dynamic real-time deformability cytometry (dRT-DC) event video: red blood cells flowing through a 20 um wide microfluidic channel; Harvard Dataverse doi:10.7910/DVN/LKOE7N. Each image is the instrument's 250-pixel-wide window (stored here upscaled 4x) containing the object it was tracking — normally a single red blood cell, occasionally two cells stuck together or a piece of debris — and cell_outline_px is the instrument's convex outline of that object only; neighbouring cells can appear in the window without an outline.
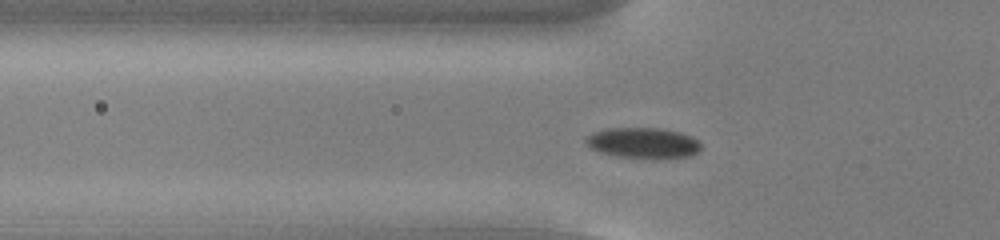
{"species": "common noctule bat (a hibernating species)", "species_latin": "Nyctalus noctula", "temperature_condition": "cold", "stored_images_in_passage": 42, "camera_frame_rate_fps": 3000, "um_per_image_px": 0.085, "animal": {"sex": "male", "body_mass_g": 13.0, "forearm_length_mm": 53.1}, "frame": {"image": 1, "passage_image": 12, "time_ms": 3.667, "image_size_px": [1000, 240], "cell_outline_px": [[700, 148], [696, 152], [688, 156], [656, 160], [616, 156], [600, 152], [592, 148], [584, 140], [592, 132], [604, 128], [660, 128], [680, 132], [692, 136], [700, 140]], "centroid_in_image_um": [54.68, 12.16], "position_along_channel_um": 71.1, "area_um2": 20.92}}
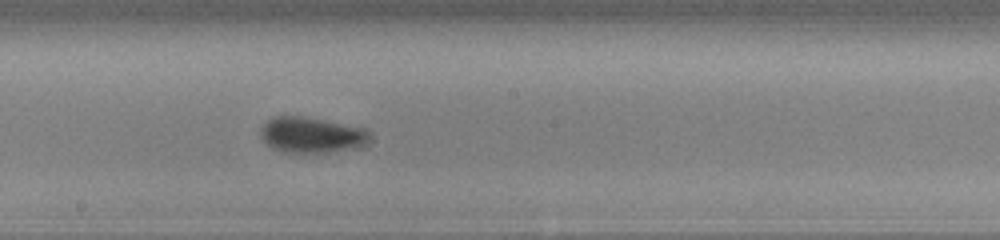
{"frame": {"image": 2, "passage_image": 24, "time_ms": 7.667, "image_size_px": [1000, 240], "cell_outline_px": [[368, 140], [352, 148], [328, 152], [280, 152], [272, 148], [260, 136], [260, 128], [268, 120], [276, 116], [296, 116], [320, 120], [360, 128], [368, 132]], "centroid_in_image_um": [26.35, 11.48], "position_along_channel_um": 221.8, "area_um2": 21.79}}
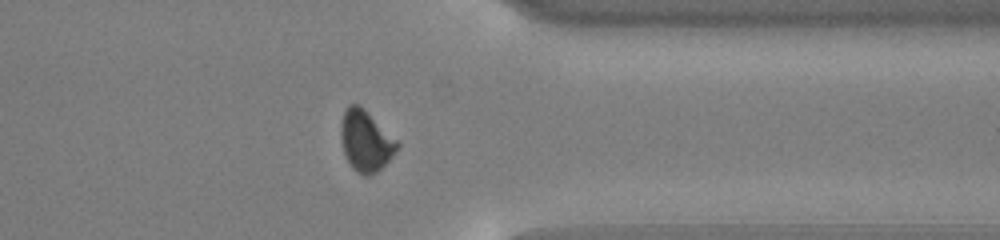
{"frame": {"image": 3, "passage_image": 37, "time_ms": 12.0, "image_size_px": [1000, 240], "cell_outline_px": [[400, 144], [396, 152], [376, 172], [368, 176], [364, 176], [356, 172], [352, 168], [344, 152], [340, 140], [340, 124], [344, 112], [348, 104], [356, 104], [364, 108]], "centroid_in_image_um": [31.05, 11.97], "position_along_channel_um": 380.3, "area_um2": 19.83}}